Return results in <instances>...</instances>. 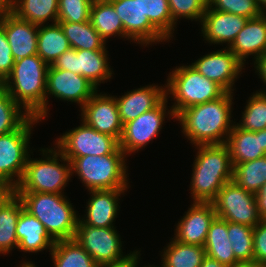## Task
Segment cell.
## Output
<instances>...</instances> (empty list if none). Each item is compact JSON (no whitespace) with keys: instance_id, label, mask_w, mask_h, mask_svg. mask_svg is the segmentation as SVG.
Masks as SVG:
<instances>
[{"instance_id":"27","label":"cell","mask_w":266,"mask_h":267,"mask_svg":"<svg viewBox=\"0 0 266 267\" xmlns=\"http://www.w3.org/2000/svg\"><path fill=\"white\" fill-rule=\"evenodd\" d=\"M206 255L223 263L227 267L239 263L232 251L228 238L227 221L216 217L210 225L204 243Z\"/></svg>"},{"instance_id":"34","label":"cell","mask_w":266,"mask_h":267,"mask_svg":"<svg viewBox=\"0 0 266 267\" xmlns=\"http://www.w3.org/2000/svg\"><path fill=\"white\" fill-rule=\"evenodd\" d=\"M232 180L244 190L255 194L266 183V155L235 164Z\"/></svg>"},{"instance_id":"7","label":"cell","mask_w":266,"mask_h":267,"mask_svg":"<svg viewBox=\"0 0 266 267\" xmlns=\"http://www.w3.org/2000/svg\"><path fill=\"white\" fill-rule=\"evenodd\" d=\"M168 76L165 85L166 96L171 94L172 99L176 101L171 107L175 116L188 107L216 100L226 92L192 65L176 67Z\"/></svg>"},{"instance_id":"1","label":"cell","mask_w":266,"mask_h":267,"mask_svg":"<svg viewBox=\"0 0 266 267\" xmlns=\"http://www.w3.org/2000/svg\"><path fill=\"white\" fill-rule=\"evenodd\" d=\"M233 92H225L216 100L182 110L176 120L190 143L197 145L226 144L232 124Z\"/></svg>"},{"instance_id":"10","label":"cell","mask_w":266,"mask_h":267,"mask_svg":"<svg viewBox=\"0 0 266 267\" xmlns=\"http://www.w3.org/2000/svg\"><path fill=\"white\" fill-rule=\"evenodd\" d=\"M218 218L228 222L255 227L260 221L255 196L237 185L227 182L212 202Z\"/></svg>"},{"instance_id":"48","label":"cell","mask_w":266,"mask_h":267,"mask_svg":"<svg viewBox=\"0 0 266 267\" xmlns=\"http://www.w3.org/2000/svg\"><path fill=\"white\" fill-rule=\"evenodd\" d=\"M200 267H227V266L206 255Z\"/></svg>"},{"instance_id":"41","label":"cell","mask_w":266,"mask_h":267,"mask_svg":"<svg viewBox=\"0 0 266 267\" xmlns=\"http://www.w3.org/2000/svg\"><path fill=\"white\" fill-rule=\"evenodd\" d=\"M168 4L172 20L175 24L178 18L201 22L208 5V0H168Z\"/></svg>"},{"instance_id":"42","label":"cell","mask_w":266,"mask_h":267,"mask_svg":"<svg viewBox=\"0 0 266 267\" xmlns=\"http://www.w3.org/2000/svg\"><path fill=\"white\" fill-rule=\"evenodd\" d=\"M253 261L266 266V220H261L253 228Z\"/></svg>"},{"instance_id":"51","label":"cell","mask_w":266,"mask_h":267,"mask_svg":"<svg viewBox=\"0 0 266 267\" xmlns=\"http://www.w3.org/2000/svg\"><path fill=\"white\" fill-rule=\"evenodd\" d=\"M262 141H263V151L266 153V129L261 130Z\"/></svg>"},{"instance_id":"6","label":"cell","mask_w":266,"mask_h":267,"mask_svg":"<svg viewBox=\"0 0 266 267\" xmlns=\"http://www.w3.org/2000/svg\"><path fill=\"white\" fill-rule=\"evenodd\" d=\"M125 153L119 148L103 156L66 157L71 162V172L77 174L85 188L90 190L127 189Z\"/></svg>"},{"instance_id":"18","label":"cell","mask_w":266,"mask_h":267,"mask_svg":"<svg viewBox=\"0 0 266 267\" xmlns=\"http://www.w3.org/2000/svg\"><path fill=\"white\" fill-rule=\"evenodd\" d=\"M176 226L174 239L204 246L211 223L217 217L213 203L193 202Z\"/></svg>"},{"instance_id":"38","label":"cell","mask_w":266,"mask_h":267,"mask_svg":"<svg viewBox=\"0 0 266 267\" xmlns=\"http://www.w3.org/2000/svg\"><path fill=\"white\" fill-rule=\"evenodd\" d=\"M12 96L0 87V135L17 130L31 115Z\"/></svg>"},{"instance_id":"36","label":"cell","mask_w":266,"mask_h":267,"mask_svg":"<svg viewBox=\"0 0 266 267\" xmlns=\"http://www.w3.org/2000/svg\"><path fill=\"white\" fill-rule=\"evenodd\" d=\"M143 15L167 39H171L175 23L169 9L168 0H141ZM171 37V38H170Z\"/></svg>"},{"instance_id":"32","label":"cell","mask_w":266,"mask_h":267,"mask_svg":"<svg viewBox=\"0 0 266 267\" xmlns=\"http://www.w3.org/2000/svg\"><path fill=\"white\" fill-rule=\"evenodd\" d=\"M60 23L70 47L75 50H106V41L93 28L90 20L86 22Z\"/></svg>"},{"instance_id":"2","label":"cell","mask_w":266,"mask_h":267,"mask_svg":"<svg viewBox=\"0 0 266 267\" xmlns=\"http://www.w3.org/2000/svg\"><path fill=\"white\" fill-rule=\"evenodd\" d=\"M48 67L38 54L19 59L1 83L24 111L40 121L45 118Z\"/></svg>"},{"instance_id":"49","label":"cell","mask_w":266,"mask_h":267,"mask_svg":"<svg viewBox=\"0 0 266 267\" xmlns=\"http://www.w3.org/2000/svg\"><path fill=\"white\" fill-rule=\"evenodd\" d=\"M13 0H0V10L4 12H9L12 9Z\"/></svg>"},{"instance_id":"12","label":"cell","mask_w":266,"mask_h":267,"mask_svg":"<svg viewBox=\"0 0 266 267\" xmlns=\"http://www.w3.org/2000/svg\"><path fill=\"white\" fill-rule=\"evenodd\" d=\"M107 50H75L70 48L52 64L54 68L68 70L85 77L96 88L100 83L111 79Z\"/></svg>"},{"instance_id":"11","label":"cell","mask_w":266,"mask_h":267,"mask_svg":"<svg viewBox=\"0 0 266 267\" xmlns=\"http://www.w3.org/2000/svg\"><path fill=\"white\" fill-rule=\"evenodd\" d=\"M167 100L166 96L155 108L146 111L137 119L123 125L119 147L125 155H129L128 153L131 155L135 151L138 152L139 149H142L157 137L164 124L165 116L168 117L169 115V117L172 116L171 118H176L173 109L168 110Z\"/></svg>"},{"instance_id":"28","label":"cell","mask_w":266,"mask_h":267,"mask_svg":"<svg viewBox=\"0 0 266 267\" xmlns=\"http://www.w3.org/2000/svg\"><path fill=\"white\" fill-rule=\"evenodd\" d=\"M70 48L60 23L38 25L37 54L45 63L52 65L62 53Z\"/></svg>"},{"instance_id":"45","label":"cell","mask_w":266,"mask_h":267,"mask_svg":"<svg viewBox=\"0 0 266 267\" xmlns=\"http://www.w3.org/2000/svg\"><path fill=\"white\" fill-rule=\"evenodd\" d=\"M258 215L266 220V183L254 194Z\"/></svg>"},{"instance_id":"33","label":"cell","mask_w":266,"mask_h":267,"mask_svg":"<svg viewBox=\"0 0 266 267\" xmlns=\"http://www.w3.org/2000/svg\"><path fill=\"white\" fill-rule=\"evenodd\" d=\"M54 267H96L89 253L74 239L55 241L50 252Z\"/></svg>"},{"instance_id":"26","label":"cell","mask_w":266,"mask_h":267,"mask_svg":"<svg viewBox=\"0 0 266 267\" xmlns=\"http://www.w3.org/2000/svg\"><path fill=\"white\" fill-rule=\"evenodd\" d=\"M23 209L21 199L14 191L0 204V255L8 254L14 247L17 249L15 230Z\"/></svg>"},{"instance_id":"23","label":"cell","mask_w":266,"mask_h":267,"mask_svg":"<svg viewBox=\"0 0 266 267\" xmlns=\"http://www.w3.org/2000/svg\"><path fill=\"white\" fill-rule=\"evenodd\" d=\"M229 49L245 65V59L253 55L254 60L266 52V13L247 20Z\"/></svg>"},{"instance_id":"8","label":"cell","mask_w":266,"mask_h":267,"mask_svg":"<svg viewBox=\"0 0 266 267\" xmlns=\"http://www.w3.org/2000/svg\"><path fill=\"white\" fill-rule=\"evenodd\" d=\"M36 123L39 119L30 116L17 130L0 135V179L13 190L20 182L30 156L31 128Z\"/></svg>"},{"instance_id":"25","label":"cell","mask_w":266,"mask_h":267,"mask_svg":"<svg viewBox=\"0 0 266 267\" xmlns=\"http://www.w3.org/2000/svg\"><path fill=\"white\" fill-rule=\"evenodd\" d=\"M226 145L229 148L232 165L253 161L266 155L263 151L261 131L252 132L234 124L228 135Z\"/></svg>"},{"instance_id":"29","label":"cell","mask_w":266,"mask_h":267,"mask_svg":"<svg viewBox=\"0 0 266 267\" xmlns=\"http://www.w3.org/2000/svg\"><path fill=\"white\" fill-rule=\"evenodd\" d=\"M59 0H13L11 12L18 18L36 25L58 19Z\"/></svg>"},{"instance_id":"22","label":"cell","mask_w":266,"mask_h":267,"mask_svg":"<svg viewBox=\"0 0 266 267\" xmlns=\"http://www.w3.org/2000/svg\"><path fill=\"white\" fill-rule=\"evenodd\" d=\"M166 97V86H143L133 89L119 98L115 96L122 124L137 119L148 110L155 108Z\"/></svg>"},{"instance_id":"40","label":"cell","mask_w":266,"mask_h":267,"mask_svg":"<svg viewBox=\"0 0 266 267\" xmlns=\"http://www.w3.org/2000/svg\"><path fill=\"white\" fill-rule=\"evenodd\" d=\"M211 9L225 13H233L247 19L262 14L258 0H208Z\"/></svg>"},{"instance_id":"9","label":"cell","mask_w":266,"mask_h":267,"mask_svg":"<svg viewBox=\"0 0 266 267\" xmlns=\"http://www.w3.org/2000/svg\"><path fill=\"white\" fill-rule=\"evenodd\" d=\"M82 124L57 138L55 148L65 157L103 156L115 153L119 141L104 133H100L87 125Z\"/></svg>"},{"instance_id":"35","label":"cell","mask_w":266,"mask_h":267,"mask_svg":"<svg viewBox=\"0 0 266 267\" xmlns=\"http://www.w3.org/2000/svg\"><path fill=\"white\" fill-rule=\"evenodd\" d=\"M228 238L236 260L253 262V227L227 221Z\"/></svg>"},{"instance_id":"47","label":"cell","mask_w":266,"mask_h":267,"mask_svg":"<svg viewBox=\"0 0 266 267\" xmlns=\"http://www.w3.org/2000/svg\"><path fill=\"white\" fill-rule=\"evenodd\" d=\"M13 192V189L0 179V204Z\"/></svg>"},{"instance_id":"53","label":"cell","mask_w":266,"mask_h":267,"mask_svg":"<svg viewBox=\"0 0 266 267\" xmlns=\"http://www.w3.org/2000/svg\"><path fill=\"white\" fill-rule=\"evenodd\" d=\"M20 267H36V265L33 264L31 261L30 262H28V261L24 262L23 261V263H21Z\"/></svg>"},{"instance_id":"37","label":"cell","mask_w":266,"mask_h":267,"mask_svg":"<svg viewBox=\"0 0 266 267\" xmlns=\"http://www.w3.org/2000/svg\"><path fill=\"white\" fill-rule=\"evenodd\" d=\"M251 96L245 106L241 122L236 125L243 130L257 132L266 129V92L256 91Z\"/></svg>"},{"instance_id":"31","label":"cell","mask_w":266,"mask_h":267,"mask_svg":"<svg viewBox=\"0 0 266 267\" xmlns=\"http://www.w3.org/2000/svg\"><path fill=\"white\" fill-rule=\"evenodd\" d=\"M90 22L105 41L113 35L124 38L122 21L108 0L93 1L90 11Z\"/></svg>"},{"instance_id":"14","label":"cell","mask_w":266,"mask_h":267,"mask_svg":"<svg viewBox=\"0 0 266 267\" xmlns=\"http://www.w3.org/2000/svg\"><path fill=\"white\" fill-rule=\"evenodd\" d=\"M85 77L68 70H61L49 65L46 81L45 117L48 114V94L64 101L75 102L82 108L97 91Z\"/></svg>"},{"instance_id":"15","label":"cell","mask_w":266,"mask_h":267,"mask_svg":"<svg viewBox=\"0 0 266 267\" xmlns=\"http://www.w3.org/2000/svg\"><path fill=\"white\" fill-rule=\"evenodd\" d=\"M124 26V38L145 46L168 41L143 15L141 0H108Z\"/></svg>"},{"instance_id":"21","label":"cell","mask_w":266,"mask_h":267,"mask_svg":"<svg viewBox=\"0 0 266 267\" xmlns=\"http://www.w3.org/2000/svg\"><path fill=\"white\" fill-rule=\"evenodd\" d=\"M125 190L127 189L90 190L91 197L86 207L87 214L82 219L80 217L79 222L92 227H114L113 222L120 207L119 197Z\"/></svg>"},{"instance_id":"16","label":"cell","mask_w":266,"mask_h":267,"mask_svg":"<svg viewBox=\"0 0 266 267\" xmlns=\"http://www.w3.org/2000/svg\"><path fill=\"white\" fill-rule=\"evenodd\" d=\"M81 111L82 121L87 125L120 141L123 124L114 95L98 94L97 90L81 108Z\"/></svg>"},{"instance_id":"52","label":"cell","mask_w":266,"mask_h":267,"mask_svg":"<svg viewBox=\"0 0 266 267\" xmlns=\"http://www.w3.org/2000/svg\"><path fill=\"white\" fill-rule=\"evenodd\" d=\"M262 13H266V0H258Z\"/></svg>"},{"instance_id":"5","label":"cell","mask_w":266,"mask_h":267,"mask_svg":"<svg viewBox=\"0 0 266 267\" xmlns=\"http://www.w3.org/2000/svg\"><path fill=\"white\" fill-rule=\"evenodd\" d=\"M40 151L45 157L33 160L28 156L23 176L13 191L63 194L72 176L71 162L58 149Z\"/></svg>"},{"instance_id":"19","label":"cell","mask_w":266,"mask_h":267,"mask_svg":"<svg viewBox=\"0 0 266 267\" xmlns=\"http://www.w3.org/2000/svg\"><path fill=\"white\" fill-rule=\"evenodd\" d=\"M0 28L6 35L15 61L37 54L38 25L20 19L9 11L2 13Z\"/></svg>"},{"instance_id":"20","label":"cell","mask_w":266,"mask_h":267,"mask_svg":"<svg viewBox=\"0 0 266 267\" xmlns=\"http://www.w3.org/2000/svg\"><path fill=\"white\" fill-rule=\"evenodd\" d=\"M247 20L243 16L214 10L207 5L201 20L202 36L209 44L228 43L229 48Z\"/></svg>"},{"instance_id":"24","label":"cell","mask_w":266,"mask_h":267,"mask_svg":"<svg viewBox=\"0 0 266 267\" xmlns=\"http://www.w3.org/2000/svg\"><path fill=\"white\" fill-rule=\"evenodd\" d=\"M17 249L23 252L38 253L45 249L52 251L55 241L46 232L44 225L26 210H22L16 226Z\"/></svg>"},{"instance_id":"13","label":"cell","mask_w":266,"mask_h":267,"mask_svg":"<svg viewBox=\"0 0 266 267\" xmlns=\"http://www.w3.org/2000/svg\"><path fill=\"white\" fill-rule=\"evenodd\" d=\"M115 227H92L80 222L74 235L76 240L92 257L95 263L117 262L128 257L122 254V241Z\"/></svg>"},{"instance_id":"17","label":"cell","mask_w":266,"mask_h":267,"mask_svg":"<svg viewBox=\"0 0 266 267\" xmlns=\"http://www.w3.org/2000/svg\"><path fill=\"white\" fill-rule=\"evenodd\" d=\"M191 65L200 74L220 85L226 92L234 91L235 80L244 69V64L228 47L206 54Z\"/></svg>"},{"instance_id":"39","label":"cell","mask_w":266,"mask_h":267,"mask_svg":"<svg viewBox=\"0 0 266 267\" xmlns=\"http://www.w3.org/2000/svg\"><path fill=\"white\" fill-rule=\"evenodd\" d=\"M94 0H59L57 22H86L90 20Z\"/></svg>"},{"instance_id":"46","label":"cell","mask_w":266,"mask_h":267,"mask_svg":"<svg viewBox=\"0 0 266 267\" xmlns=\"http://www.w3.org/2000/svg\"><path fill=\"white\" fill-rule=\"evenodd\" d=\"M254 65L260 79L266 85V52L254 61ZM264 92H266V90H264Z\"/></svg>"},{"instance_id":"50","label":"cell","mask_w":266,"mask_h":267,"mask_svg":"<svg viewBox=\"0 0 266 267\" xmlns=\"http://www.w3.org/2000/svg\"><path fill=\"white\" fill-rule=\"evenodd\" d=\"M230 267H266V266H262L256 262H241V263H237L234 266H230Z\"/></svg>"},{"instance_id":"30","label":"cell","mask_w":266,"mask_h":267,"mask_svg":"<svg viewBox=\"0 0 266 267\" xmlns=\"http://www.w3.org/2000/svg\"><path fill=\"white\" fill-rule=\"evenodd\" d=\"M160 267H200L206 256L203 246L185 244L172 238L164 248Z\"/></svg>"},{"instance_id":"4","label":"cell","mask_w":266,"mask_h":267,"mask_svg":"<svg viewBox=\"0 0 266 267\" xmlns=\"http://www.w3.org/2000/svg\"><path fill=\"white\" fill-rule=\"evenodd\" d=\"M24 210L36 217L54 241L73 239L78 214L63 194L42 192H15Z\"/></svg>"},{"instance_id":"44","label":"cell","mask_w":266,"mask_h":267,"mask_svg":"<svg viewBox=\"0 0 266 267\" xmlns=\"http://www.w3.org/2000/svg\"><path fill=\"white\" fill-rule=\"evenodd\" d=\"M132 253V254H131ZM140 251L130 252L128 257L117 262L98 264L96 267H138Z\"/></svg>"},{"instance_id":"43","label":"cell","mask_w":266,"mask_h":267,"mask_svg":"<svg viewBox=\"0 0 266 267\" xmlns=\"http://www.w3.org/2000/svg\"><path fill=\"white\" fill-rule=\"evenodd\" d=\"M15 59L4 31L0 28V82L11 73Z\"/></svg>"},{"instance_id":"3","label":"cell","mask_w":266,"mask_h":267,"mask_svg":"<svg viewBox=\"0 0 266 267\" xmlns=\"http://www.w3.org/2000/svg\"><path fill=\"white\" fill-rule=\"evenodd\" d=\"M190 193L193 202L212 203L222 187L233 179V165L226 144L197 145Z\"/></svg>"}]
</instances>
